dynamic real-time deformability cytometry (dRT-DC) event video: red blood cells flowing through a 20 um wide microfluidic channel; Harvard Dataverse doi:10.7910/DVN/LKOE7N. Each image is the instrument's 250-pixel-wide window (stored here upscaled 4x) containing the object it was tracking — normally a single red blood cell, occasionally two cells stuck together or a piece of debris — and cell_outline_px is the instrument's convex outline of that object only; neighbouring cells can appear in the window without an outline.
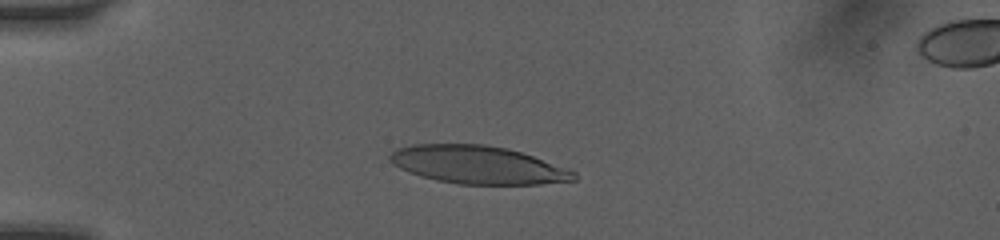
{"species": "human", "species_latin": "Homo sapiens", "temperature_condition": "room temperature", "stored_images_in_passage": 37, "camera_frame_rate_fps": 3000, "um_per_image_px": 0.085, "donor": {"sex": "female"}, "frame": {"image": 1, "passage_image": 16, "time_ms": 3.667, "image_size_px": [1000, 240], "cell_outline_px": [[576, 180], [540, 184], [460, 184], [436, 180], [420, 176], [408, 172], [392, 164], [388, 160], [388, 156], [396, 148], [412, 144], [484, 144], [508, 148], [568, 168], [576, 172]], "centroid_in_image_um": [40.58, 14.01], "position_along_channel_um": 44.4, "area_um2": 40.81}}
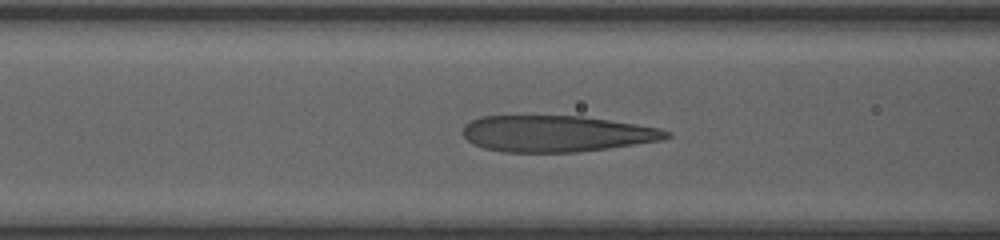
{"frame": {"image": 2, "passage_image": 28, "time_ms": 6.333, "image_size_px": [1000, 240], "cell_outline_px": [[672, 136], [660, 140], [608, 148], [576, 152], [504, 152], [484, 148], [472, 144], [464, 136], [464, 124], [480, 116], [580, 116], [636, 124], [660, 128], [668, 132]], "centroid_in_image_um": [47.27, 11.36], "position_along_channel_um": 119.3, "area_um2": 42.77}}
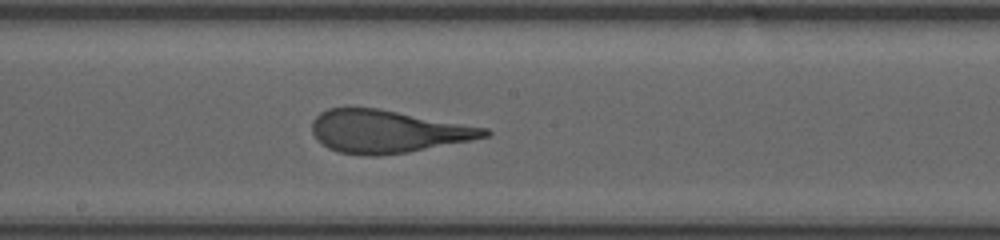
{"frame": {"image": 3, "passage_image": 37, "time_ms": 8.667, "image_size_px": [1000, 240], "cell_outline_px": [[492, 132], [488, 136], [472, 140], [408, 152], [372, 156], [368, 156], [340, 152], [328, 148], [316, 140], [312, 132], [312, 120], [320, 112], [328, 108], [376, 108], [488, 128]], "centroid_in_image_um": [32.92, 11.18], "position_along_channel_um": 215.3, "area_um2": 42.71}}